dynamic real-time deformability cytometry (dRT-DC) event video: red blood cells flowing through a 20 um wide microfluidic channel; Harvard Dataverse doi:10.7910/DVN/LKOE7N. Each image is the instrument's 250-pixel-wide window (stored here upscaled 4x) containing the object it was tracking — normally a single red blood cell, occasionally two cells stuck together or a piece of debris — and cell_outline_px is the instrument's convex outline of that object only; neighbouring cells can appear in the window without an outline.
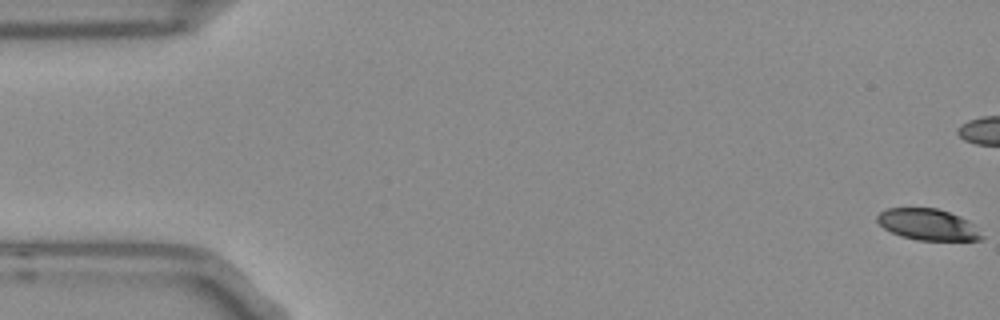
{"species": "Egyptian fruit bat (a non-hibernating species)", "species_latin": "Rousettus aegyptiacus", "temperature_condition": "room temperature", "stored_images_in_passage": 56, "camera_frame_rate_fps": 3000, "um_per_image_px": 0.085, "frame": {"image": 1, "passage_image": 1, "time_ms": 0.0, "image_size_px": [1000, 320], "cell_outline_px": [[984, 240], [916, 240], [900, 236], [884, 228], [876, 220], [876, 216], [880, 212], [888, 208], [936, 208], [960, 216], [968, 220], [984, 236]], "centroid_in_image_um": [78.87, 19.09], "position_along_channel_um": 6.1, "area_um2": 19.02}}
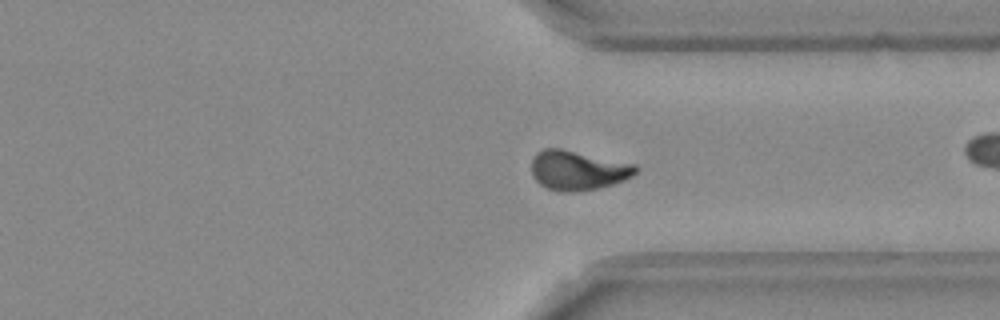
{"frame": {"image": 2, "passage_image": 41, "time_ms": 13.333, "image_size_px": [1000, 320], "cell_outline_px": [[640, 168], [632, 176], [624, 180], [600, 188], [576, 192], [560, 192], [548, 188], [540, 184], [532, 176], [532, 160], [536, 152], [544, 148], [560, 148], [636, 164]], "centroid_in_image_um": [49.12, 14.48], "position_along_channel_um": 362.3, "area_um2": 24.16}}
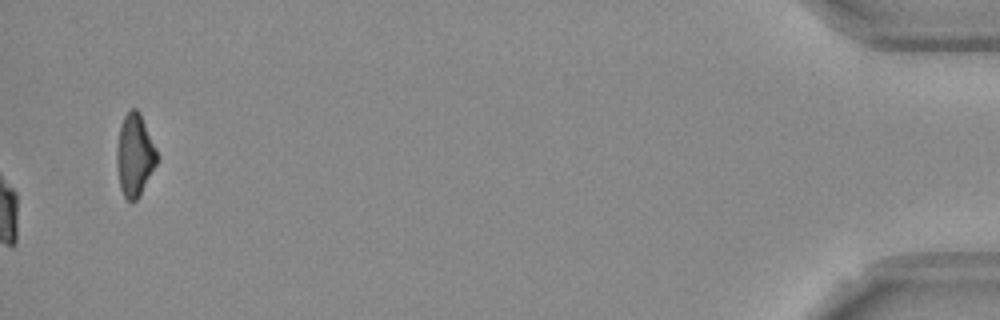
{"frame": {"image": 3, "passage_image": 56, "time_ms": 18.333, "image_size_px": [1000, 320], "cell_outline_px": [[156, 164], [140, 196], [136, 200], [128, 200], [124, 196], [120, 188], [116, 164], [116, 148], [120, 124], [124, 116], [132, 108], [136, 108], [140, 112], [156, 148]], "centroid_in_image_um": [11.43, 13.17], "position_along_channel_um": 423.8, "area_um2": 19.25}, "authors_computed_cell_mechanics": {"area_um2": 22.7732, "velocity_mm_per_s": 3.7396, "shape_relaxation_time_tau1_ms": 6.7559, "shape_relaxation_time_tau2_ms": 5.035, "deformation_change_tau1": 0.1763, "deformation_change_tau2": 0.1045}}